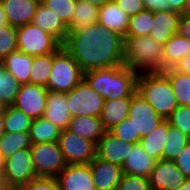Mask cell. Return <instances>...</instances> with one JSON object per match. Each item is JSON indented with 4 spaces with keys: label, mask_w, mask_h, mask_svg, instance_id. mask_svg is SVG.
I'll return each instance as SVG.
<instances>
[{
    "label": "cell",
    "mask_w": 190,
    "mask_h": 190,
    "mask_svg": "<svg viewBox=\"0 0 190 190\" xmlns=\"http://www.w3.org/2000/svg\"><path fill=\"white\" fill-rule=\"evenodd\" d=\"M4 109V106L0 103V112Z\"/></svg>",
    "instance_id": "57"
},
{
    "label": "cell",
    "mask_w": 190,
    "mask_h": 190,
    "mask_svg": "<svg viewBox=\"0 0 190 190\" xmlns=\"http://www.w3.org/2000/svg\"><path fill=\"white\" fill-rule=\"evenodd\" d=\"M173 68L177 72L190 75V54L181 59Z\"/></svg>",
    "instance_id": "47"
},
{
    "label": "cell",
    "mask_w": 190,
    "mask_h": 190,
    "mask_svg": "<svg viewBox=\"0 0 190 190\" xmlns=\"http://www.w3.org/2000/svg\"><path fill=\"white\" fill-rule=\"evenodd\" d=\"M6 14L7 24L21 27L31 23L41 0H0Z\"/></svg>",
    "instance_id": "17"
},
{
    "label": "cell",
    "mask_w": 190,
    "mask_h": 190,
    "mask_svg": "<svg viewBox=\"0 0 190 190\" xmlns=\"http://www.w3.org/2000/svg\"><path fill=\"white\" fill-rule=\"evenodd\" d=\"M32 61V56L17 50L11 52L2 61V64L20 84H26L30 83Z\"/></svg>",
    "instance_id": "25"
},
{
    "label": "cell",
    "mask_w": 190,
    "mask_h": 190,
    "mask_svg": "<svg viewBox=\"0 0 190 190\" xmlns=\"http://www.w3.org/2000/svg\"><path fill=\"white\" fill-rule=\"evenodd\" d=\"M178 190H190V178H187Z\"/></svg>",
    "instance_id": "54"
},
{
    "label": "cell",
    "mask_w": 190,
    "mask_h": 190,
    "mask_svg": "<svg viewBox=\"0 0 190 190\" xmlns=\"http://www.w3.org/2000/svg\"><path fill=\"white\" fill-rule=\"evenodd\" d=\"M146 10L155 11H174L169 0H142Z\"/></svg>",
    "instance_id": "45"
},
{
    "label": "cell",
    "mask_w": 190,
    "mask_h": 190,
    "mask_svg": "<svg viewBox=\"0 0 190 190\" xmlns=\"http://www.w3.org/2000/svg\"><path fill=\"white\" fill-rule=\"evenodd\" d=\"M54 64V52L33 57L30 83L47 88L48 79Z\"/></svg>",
    "instance_id": "33"
},
{
    "label": "cell",
    "mask_w": 190,
    "mask_h": 190,
    "mask_svg": "<svg viewBox=\"0 0 190 190\" xmlns=\"http://www.w3.org/2000/svg\"><path fill=\"white\" fill-rule=\"evenodd\" d=\"M5 132L4 129V109L0 112V137Z\"/></svg>",
    "instance_id": "51"
},
{
    "label": "cell",
    "mask_w": 190,
    "mask_h": 190,
    "mask_svg": "<svg viewBox=\"0 0 190 190\" xmlns=\"http://www.w3.org/2000/svg\"><path fill=\"white\" fill-rule=\"evenodd\" d=\"M177 34L180 37L190 40V15L181 14L178 23Z\"/></svg>",
    "instance_id": "46"
},
{
    "label": "cell",
    "mask_w": 190,
    "mask_h": 190,
    "mask_svg": "<svg viewBox=\"0 0 190 190\" xmlns=\"http://www.w3.org/2000/svg\"><path fill=\"white\" fill-rule=\"evenodd\" d=\"M68 130L93 141L96 145L106 132L100 117L86 115L71 117Z\"/></svg>",
    "instance_id": "23"
},
{
    "label": "cell",
    "mask_w": 190,
    "mask_h": 190,
    "mask_svg": "<svg viewBox=\"0 0 190 190\" xmlns=\"http://www.w3.org/2000/svg\"><path fill=\"white\" fill-rule=\"evenodd\" d=\"M3 178L12 186H21L37 178L30 148L20 149L5 159Z\"/></svg>",
    "instance_id": "10"
},
{
    "label": "cell",
    "mask_w": 190,
    "mask_h": 190,
    "mask_svg": "<svg viewBox=\"0 0 190 190\" xmlns=\"http://www.w3.org/2000/svg\"><path fill=\"white\" fill-rule=\"evenodd\" d=\"M7 24L6 14L0 2V28Z\"/></svg>",
    "instance_id": "49"
},
{
    "label": "cell",
    "mask_w": 190,
    "mask_h": 190,
    "mask_svg": "<svg viewBox=\"0 0 190 190\" xmlns=\"http://www.w3.org/2000/svg\"><path fill=\"white\" fill-rule=\"evenodd\" d=\"M156 161V159L146 153L140 143H135L122 165V171L123 173L148 179Z\"/></svg>",
    "instance_id": "21"
},
{
    "label": "cell",
    "mask_w": 190,
    "mask_h": 190,
    "mask_svg": "<svg viewBox=\"0 0 190 190\" xmlns=\"http://www.w3.org/2000/svg\"><path fill=\"white\" fill-rule=\"evenodd\" d=\"M66 98L71 117L80 115L101 116L105 99L96 93L85 79L67 92Z\"/></svg>",
    "instance_id": "8"
},
{
    "label": "cell",
    "mask_w": 190,
    "mask_h": 190,
    "mask_svg": "<svg viewBox=\"0 0 190 190\" xmlns=\"http://www.w3.org/2000/svg\"><path fill=\"white\" fill-rule=\"evenodd\" d=\"M5 169V159L0 155V177H3Z\"/></svg>",
    "instance_id": "53"
},
{
    "label": "cell",
    "mask_w": 190,
    "mask_h": 190,
    "mask_svg": "<svg viewBox=\"0 0 190 190\" xmlns=\"http://www.w3.org/2000/svg\"><path fill=\"white\" fill-rule=\"evenodd\" d=\"M20 87L21 84L4 68L2 62H0V103L4 107L12 106Z\"/></svg>",
    "instance_id": "35"
},
{
    "label": "cell",
    "mask_w": 190,
    "mask_h": 190,
    "mask_svg": "<svg viewBox=\"0 0 190 190\" xmlns=\"http://www.w3.org/2000/svg\"><path fill=\"white\" fill-rule=\"evenodd\" d=\"M138 74L125 65L97 69L84 73L90 87L104 99L133 97Z\"/></svg>",
    "instance_id": "2"
},
{
    "label": "cell",
    "mask_w": 190,
    "mask_h": 190,
    "mask_svg": "<svg viewBox=\"0 0 190 190\" xmlns=\"http://www.w3.org/2000/svg\"><path fill=\"white\" fill-rule=\"evenodd\" d=\"M36 177L56 178L67 162L58 142H41L30 148Z\"/></svg>",
    "instance_id": "7"
},
{
    "label": "cell",
    "mask_w": 190,
    "mask_h": 190,
    "mask_svg": "<svg viewBox=\"0 0 190 190\" xmlns=\"http://www.w3.org/2000/svg\"><path fill=\"white\" fill-rule=\"evenodd\" d=\"M154 12L144 9L132 16L129 20V27L126 36H147L153 25Z\"/></svg>",
    "instance_id": "36"
},
{
    "label": "cell",
    "mask_w": 190,
    "mask_h": 190,
    "mask_svg": "<svg viewBox=\"0 0 190 190\" xmlns=\"http://www.w3.org/2000/svg\"><path fill=\"white\" fill-rule=\"evenodd\" d=\"M124 65L136 72L163 73V48L150 36H125Z\"/></svg>",
    "instance_id": "3"
},
{
    "label": "cell",
    "mask_w": 190,
    "mask_h": 190,
    "mask_svg": "<svg viewBox=\"0 0 190 190\" xmlns=\"http://www.w3.org/2000/svg\"><path fill=\"white\" fill-rule=\"evenodd\" d=\"M167 120L171 125L190 137V106H177Z\"/></svg>",
    "instance_id": "39"
},
{
    "label": "cell",
    "mask_w": 190,
    "mask_h": 190,
    "mask_svg": "<svg viewBox=\"0 0 190 190\" xmlns=\"http://www.w3.org/2000/svg\"><path fill=\"white\" fill-rule=\"evenodd\" d=\"M84 79V72L73 56L61 45L54 52V64L50 73L48 91L67 93Z\"/></svg>",
    "instance_id": "5"
},
{
    "label": "cell",
    "mask_w": 190,
    "mask_h": 190,
    "mask_svg": "<svg viewBox=\"0 0 190 190\" xmlns=\"http://www.w3.org/2000/svg\"><path fill=\"white\" fill-rule=\"evenodd\" d=\"M118 7L129 17L138 14L145 9L142 0H114Z\"/></svg>",
    "instance_id": "43"
},
{
    "label": "cell",
    "mask_w": 190,
    "mask_h": 190,
    "mask_svg": "<svg viewBox=\"0 0 190 190\" xmlns=\"http://www.w3.org/2000/svg\"><path fill=\"white\" fill-rule=\"evenodd\" d=\"M128 119L131 120L135 134H139L140 138L148 135L164 120L150 103L137 93L131 100Z\"/></svg>",
    "instance_id": "11"
},
{
    "label": "cell",
    "mask_w": 190,
    "mask_h": 190,
    "mask_svg": "<svg viewBox=\"0 0 190 190\" xmlns=\"http://www.w3.org/2000/svg\"><path fill=\"white\" fill-rule=\"evenodd\" d=\"M42 31L53 35L62 45L67 39L68 26L41 2L31 22Z\"/></svg>",
    "instance_id": "18"
},
{
    "label": "cell",
    "mask_w": 190,
    "mask_h": 190,
    "mask_svg": "<svg viewBox=\"0 0 190 190\" xmlns=\"http://www.w3.org/2000/svg\"><path fill=\"white\" fill-rule=\"evenodd\" d=\"M132 147L133 144L119 139L110 131H106L96 145V156L122 167Z\"/></svg>",
    "instance_id": "15"
},
{
    "label": "cell",
    "mask_w": 190,
    "mask_h": 190,
    "mask_svg": "<svg viewBox=\"0 0 190 190\" xmlns=\"http://www.w3.org/2000/svg\"><path fill=\"white\" fill-rule=\"evenodd\" d=\"M163 73L170 80L178 106H190V75L177 72L173 67Z\"/></svg>",
    "instance_id": "30"
},
{
    "label": "cell",
    "mask_w": 190,
    "mask_h": 190,
    "mask_svg": "<svg viewBox=\"0 0 190 190\" xmlns=\"http://www.w3.org/2000/svg\"><path fill=\"white\" fill-rule=\"evenodd\" d=\"M117 190H153L147 178L123 173Z\"/></svg>",
    "instance_id": "40"
},
{
    "label": "cell",
    "mask_w": 190,
    "mask_h": 190,
    "mask_svg": "<svg viewBox=\"0 0 190 190\" xmlns=\"http://www.w3.org/2000/svg\"><path fill=\"white\" fill-rule=\"evenodd\" d=\"M110 132L114 134L119 139L128 142L130 144H135L140 142L139 134H135L134 127L131 124V120L126 118L115 127H113Z\"/></svg>",
    "instance_id": "41"
},
{
    "label": "cell",
    "mask_w": 190,
    "mask_h": 190,
    "mask_svg": "<svg viewBox=\"0 0 190 190\" xmlns=\"http://www.w3.org/2000/svg\"><path fill=\"white\" fill-rule=\"evenodd\" d=\"M43 117L51 121L61 130L68 129L71 114L67 105L66 93L48 91Z\"/></svg>",
    "instance_id": "19"
},
{
    "label": "cell",
    "mask_w": 190,
    "mask_h": 190,
    "mask_svg": "<svg viewBox=\"0 0 190 190\" xmlns=\"http://www.w3.org/2000/svg\"><path fill=\"white\" fill-rule=\"evenodd\" d=\"M23 190H60L56 178L37 177L20 186Z\"/></svg>",
    "instance_id": "42"
},
{
    "label": "cell",
    "mask_w": 190,
    "mask_h": 190,
    "mask_svg": "<svg viewBox=\"0 0 190 190\" xmlns=\"http://www.w3.org/2000/svg\"><path fill=\"white\" fill-rule=\"evenodd\" d=\"M56 179L60 190H96L89 164H67Z\"/></svg>",
    "instance_id": "14"
},
{
    "label": "cell",
    "mask_w": 190,
    "mask_h": 190,
    "mask_svg": "<svg viewBox=\"0 0 190 190\" xmlns=\"http://www.w3.org/2000/svg\"><path fill=\"white\" fill-rule=\"evenodd\" d=\"M168 134V120H163L157 128L140 138V144L146 153L156 160L163 157L164 146Z\"/></svg>",
    "instance_id": "27"
},
{
    "label": "cell",
    "mask_w": 190,
    "mask_h": 190,
    "mask_svg": "<svg viewBox=\"0 0 190 190\" xmlns=\"http://www.w3.org/2000/svg\"><path fill=\"white\" fill-rule=\"evenodd\" d=\"M124 44L123 35L97 22L88 27L70 31L63 47L86 73L124 65Z\"/></svg>",
    "instance_id": "1"
},
{
    "label": "cell",
    "mask_w": 190,
    "mask_h": 190,
    "mask_svg": "<svg viewBox=\"0 0 190 190\" xmlns=\"http://www.w3.org/2000/svg\"><path fill=\"white\" fill-rule=\"evenodd\" d=\"M29 132H4L0 137V155L6 159L20 149L31 148Z\"/></svg>",
    "instance_id": "31"
},
{
    "label": "cell",
    "mask_w": 190,
    "mask_h": 190,
    "mask_svg": "<svg viewBox=\"0 0 190 190\" xmlns=\"http://www.w3.org/2000/svg\"><path fill=\"white\" fill-rule=\"evenodd\" d=\"M18 50L32 57L55 52L62 44L32 23L17 28Z\"/></svg>",
    "instance_id": "6"
},
{
    "label": "cell",
    "mask_w": 190,
    "mask_h": 190,
    "mask_svg": "<svg viewBox=\"0 0 190 190\" xmlns=\"http://www.w3.org/2000/svg\"><path fill=\"white\" fill-rule=\"evenodd\" d=\"M17 50V28L6 24L0 28V62Z\"/></svg>",
    "instance_id": "38"
},
{
    "label": "cell",
    "mask_w": 190,
    "mask_h": 190,
    "mask_svg": "<svg viewBox=\"0 0 190 190\" xmlns=\"http://www.w3.org/2000/svg\"><path fill=\"white\" fill-rule=\"evenodd\" d=\"M190 142V137L171 125L168 121V134L162 160L174 161L183 148Z\"/></svg>",
    "instance_id": "32"
},
{
    "label": "cell",
    "mask_w": 190,
    "mask_h": 190,
    "mask_svg": "<svg viewBox=\"0 0 190 190\" xmlns=\"http://www.w3.org/2000/svg\"><path fill=\"white\" fill-rule=\"evenodd\" d=\"M136 92L147 100L164 120H167L178 106L170 80L164 73L138 74Z\"/></svg>",
    "instance_id": "4"
},
{
    "label": "cell",
    "mask_w": 190,
    "mask_h": 190,
    "mask_svg": "<svg viewBox=\"0 0 190 190\" xmlns=\"http://www.w3.org/2000/svg\"><path fill=\"white\" fill-rule=\"evenodd\" d=\"M12 187L3 177H0V190H11Z\"/></svg>",
    "instance_id": "50"
},
{
    "label": "cell",
    "mask_w": 190,
    "mask_h": 190,
    "mask_svg": "<svg viewBox=\"0 0 190 190\" xmlns=\"http://www.w3.org/2000/svg\"><path fill=\"white\" fill-rule=\"evenodd\" d=\"M61 129L44 117L33 119L29 135L32 144L41 142H58Z\"/></svg>",
    "instance_id": "29"
},
{
    "label": "cell",
    "mask_w": 190,
    "mask_h": 190,
    "mask_svg": "<svg viewBox=\"0 0 190 190\" xmlns=\"http://www.w3.org/2000/svg\"><path fill=\"white\" fill-rule=\"evenodd\" d=\"M180 16L181 13L176 11H155L153 27L148 36L164 46L173 35L177 34Z\"/></svg>",
    "instance_id": "20"
},
{
    "label": "cell",
    "mask_w": 190,
    "mask_h": 190,
    "mask_svg": "<svg viewBox=\"0 0 190 190\" xmlns=\"http://www.w3.org/2000/svg\"><path fill=\"white\" fill-rule=\"evenodd\" d=\"M182 14L190 15V0H186V4H185L184 11Z\"/></svg>",
    "instance_id": "55"
},
{
    "label": "cell",
    "mask_w": 190,
    "mask_h": 190,
    "mask_svg": "<svg viewBox=\"0 0 190 190\" xmlns=\"http://www.w3.org/2000/svg\"><path fill=\"white\" fill-rule=\"evenodd\" d=\"M98 18L99 6L85 0H77L71 22L67 25L69 32L97 23Z\"/></svg>",
    "instance_id": "28"
},
{
    "label": "cell",
    "mask_w": 190,
    "mask_h": 190,
    "mask_svg": "<svg viewBox=\"0 0 190 190\" xmlns=\"http://www.w3.org/2000/svg\"><path fill=\"white\" fill-rule=\"evenodd\" d=\"M77 0H41V3L56 14L66 25L71 22Z\"/></svg>",
    "instance_id": "37"
},
{
    "label": "cell",
    "mask_w": 190,
    "mask_h": 190,
    "mask_svg": "<svg viewBox=\"0 0 190 190\" xmlns=\"http://www.w3.org/2000/svg\"><path fill=\"white\" fill-rule=\"evenodd\" d=\"M132 98L105 99L100 119L106 131H110L118 123L128 118Z\"/></svg>",
    "instance_id": "24"
},
{
    "label": "cell",
    "mask_w": 190,
    "mask_h": 190,
    "mask_svg": "<svg viewBox=\"0 0 190 190\" xmlns=\"http://www.w3.org/2000/svg\"><path fill=\"white\" fill-rule=\"evenodd\" d=\"M33 119L16 107H4L5 132H29Z\"/></svg>",
    "instance_id": "34"
},
{
    "label": "cell",
    "mask_w": 190,
    "mask_h": 190,
    "mask_svg": "<svg viewBox=\"0 0 190 190\" xmlns=\"http://www.w3.org/2000/svg\"><path fill=\"white\" fill-rule=\"evenodd\" d=\"M174 161L157 160L148 180L153 190H178L186 181Z\"/></svg>",
    "instance_id": "13"
},
{
    "label": "cell",
    "mask_w": 190,
    "mask_h": 190,
    "mask_svg": "<svg viewBox=\"0 0 190 190\" xmlns=\"http://www.w3.org/2000/svg\"><path fill=\"white\" fill-rule=\"evenodd\" d=\"M85 1H88V2H90L92 4L97 5V6H102V5H104L105 3H107V2H109L111 0H85Z\"/></svg>",
    "instance_id": "52"
},
{
    "label": "cell",
    "mask_w": 190,
    "mask_h": 190,
    "mask_svg": "<svg viewBox=\"0 0 190 190\" xmlns=\"http://www.w3.org/2000/svg\"><path fill=\"white\" fill-rule=\"evenodd\" d=\"M174 162L185 177L190 178V142L183 148Z\"/></svg>",
    "instance_id": "44"
},
{
    "label": "cell",
    "mask_w": 190,
    "mask_h": 190,
    "mask_svg": "<svg viewBox=\"0 0 190 190\" xmlns=\"http://www.w3.org/2000/svg\"><path fill=\"white\" fill-rule=\"evenodd\" d=\"M11 190H23L20 186H13Z\"/></svg>",
    "instance_id": "56"
},
{
    "label": "cell",
    "mask_w": 190,
    "mask_h": 190,
    "mask_svg": "<svg viewBox=\"0 0 190 190\" xmlns=\"http://www.w3.org/2000/svg\"><path fill=\"white\" fill-rule=\"evenodd\" d=\"M96 190H117L121 181L122 167L95 157L90 163Z\"/></svg>",
    "instance_id": "16"
},
{
    "label": "cell",
    "mask_w": 190,
    "mask_h": 190,
    "mask_svg": "<svg viewBox=\"0 0 190 190\" xmlns=\"http://www.w3.org/2000/svg\"><path fill=\"white\" fill-rule=\"evenodd\" d=\"M130 18L118 7L114 0L99 6L98 23L104 27L126 36Z\"/></svg>",
    "instance_id": "22"
},
{
    "label": "cell",
    "mask_w": 190,
    "mask_h": 190,
    "mask_svg": "<svg viewBox=\"0 0 190 190\" xmlns=\"http://www.w3.org/2000/svg\"><path fill=\"white\" fill-rule=\"evenodd\" d=\"M58 144L67 164H89L96 157V144L68 129L61 131Z\"/></svg>",
    "instance_id": "9"
},
{
    "label": "cell",
    "mask_w": 190,
    "mask_h": 190,
    "mask_svg": "<svg viewBox=\"0 0 190 190\" xmlns=\"http://www.w3.org/2000/svg\"><path fill=\"white\" fill-rule=\"evenodd\" d=\"M48 89L31 83L21 84L13 106L32 119L43 117Z\"/></svg>",
    "instance_id": "12"
},
{
    "label": "cell",
    "mask_w": 190,
    "mask_h": 190,
    "mask_svg": "<svg viewBox=\"0 0 190 190\" xmlns=\"http://www.w3.org/2000/svg\"><path fill=\"white\" fill-rule=\"evenodd\" d=\"M169 3L171 4V7L174 11L182 14L184 11L186 0H169Z\"/></svg>",
    "instance_id": "48"
},
{
    "label": "cell",
    "mask_w": 190,
    "mask_h": 190,
    "mask_svg": "<svg viewBox=\"0 0 190 190\" xmlns=\"http://www.w3.org/2000/svg\"><path fill=\"white\" fill-rule=\"evenodd\" d=\"M190 54V40L173 35L163 48V69L174 67L181 59Z\"/></svg>",
    "instance_id": "26"
}]
</instances>
